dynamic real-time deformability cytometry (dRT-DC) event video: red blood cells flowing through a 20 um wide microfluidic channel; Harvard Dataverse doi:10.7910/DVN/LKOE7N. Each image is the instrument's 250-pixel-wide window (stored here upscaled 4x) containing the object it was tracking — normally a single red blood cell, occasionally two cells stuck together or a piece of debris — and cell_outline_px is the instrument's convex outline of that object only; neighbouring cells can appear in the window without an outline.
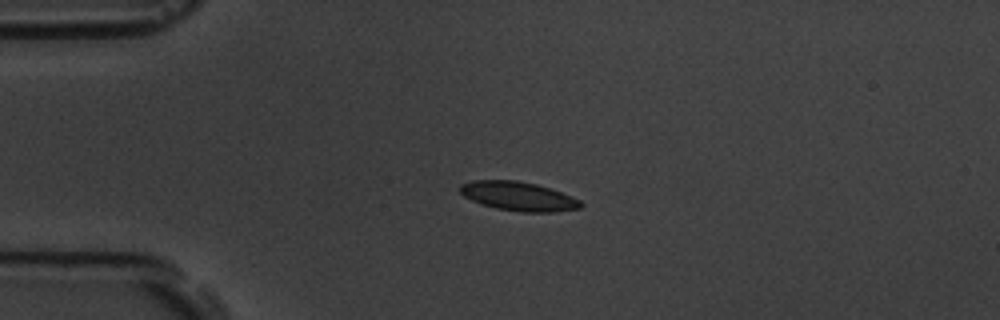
{"species": "common noctule bat (a hibernating species)", "species_latin": "Nyctalus noctula", "temperature_condition": "room temperature", "stored_images_in_passage": 5, "camera_frame_rate_fps": 3000, "um_per_image_px": 0.085, "animal": {"sex": "male", "body_mass_g": 19.5, "forearm_length_mm": 54.6}, "frame": {"image": 1, "passage_image": 4, "time_ms": 3.667, "image_size_px": [1000, 320], "cell_outline_px": [[584, 204], [580, 208], [552, 212], [520, 212], [496, 208], [472, 200], [464, 196], [460, 192], [460, 184], [472, 180], [516, 180], [536, 184], [560, 192], [580, 200]], "centroid_in_image_um": [44.05, 16.68], "position_along_channel_um": 40.9, "area_um2": 20.23}}